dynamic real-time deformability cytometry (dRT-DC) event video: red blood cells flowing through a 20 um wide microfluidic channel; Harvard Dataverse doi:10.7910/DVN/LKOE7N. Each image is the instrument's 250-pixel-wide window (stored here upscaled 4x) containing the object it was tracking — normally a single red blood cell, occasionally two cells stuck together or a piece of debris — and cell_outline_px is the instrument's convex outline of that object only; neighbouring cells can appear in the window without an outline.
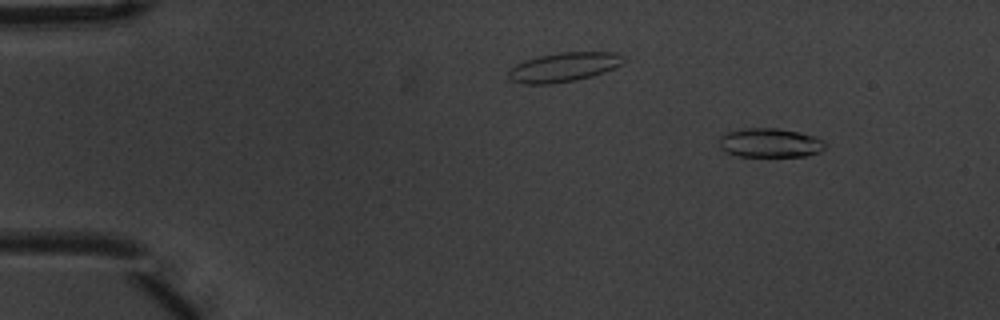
{"species": "common noctule bat (a hibernating species)", "species_latin": "Nyctalus noctula", "temperature_condition": "warm", "stored_images_in_passage": 9, "camera_frame_rate_fps": 3000, "um_per_image_px": 0.085, "animal": {"sex": "male", "body_mass_g": 20.1, "forearm_length_mm": 53.5}, "frame": {"image": 1, "passage_image": 2, "time_ms": 0.333, "image_size_px": [1000, 320], "cell_outline_px": [[828, 144], [820, 152], [804, 156], [736, 156], [724, 152], [720, 148], [720, 136], [728, 132], [744, 128], [780, 128], [800, 132], [816, 136], [824, 140]], "centroid_in_image_um": [65.48, 12.14], "position_along_channel_um": 19.5, "area_um2": 18.26}}
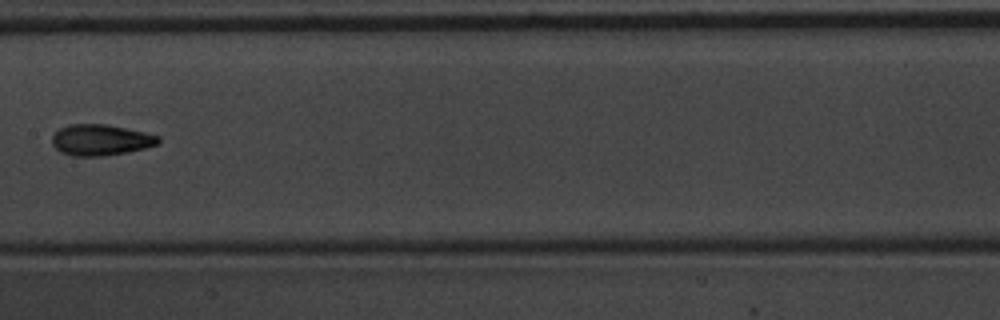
{"frame": {"image": 2, "passage_image": 8, "time_ms": 2.333, "image_size_px": [1000, 320], "cell_outline_px": [[160, 140], [156, 144], [144, 148], [128, 152], [104, 156], [72, 156], [60, 152], [52, 144], [52, 136], [60, 128], [68, 124], [104, 124], [144, 132], [160, 136]], "centroid_in_image_um": [8.53, 11.9], "position_along_channel_um": 198.9, "area_um2": 19.13}}
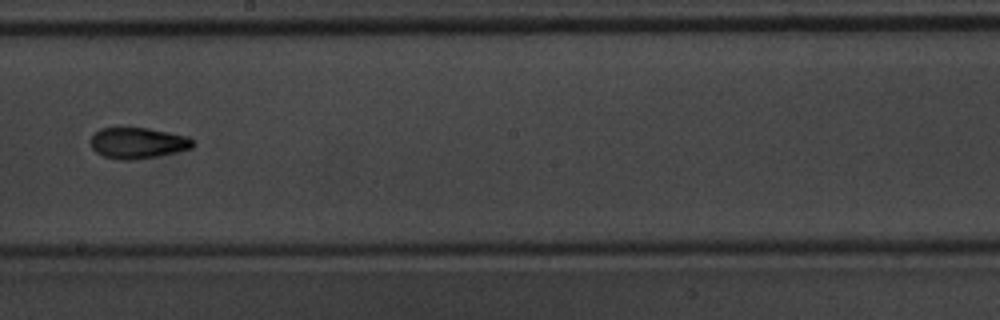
{"frame": {"image": 3, "passage_image": 9, "time_ms": 2.667, "image_size_px": [1000, 320], "cell_outline_px": [[196, 144], [192, 148], [176, 152], [156, 156], [132, 160], [120, 160], [104, 156], [96, 152], [92, 148], [92, 136], [100, 128], [148, 128], [188, 136]], "centroid_in_image_um": [11.74, 12.16], "position_along_channel_um": 236.5, "area_um2": 18.32}}